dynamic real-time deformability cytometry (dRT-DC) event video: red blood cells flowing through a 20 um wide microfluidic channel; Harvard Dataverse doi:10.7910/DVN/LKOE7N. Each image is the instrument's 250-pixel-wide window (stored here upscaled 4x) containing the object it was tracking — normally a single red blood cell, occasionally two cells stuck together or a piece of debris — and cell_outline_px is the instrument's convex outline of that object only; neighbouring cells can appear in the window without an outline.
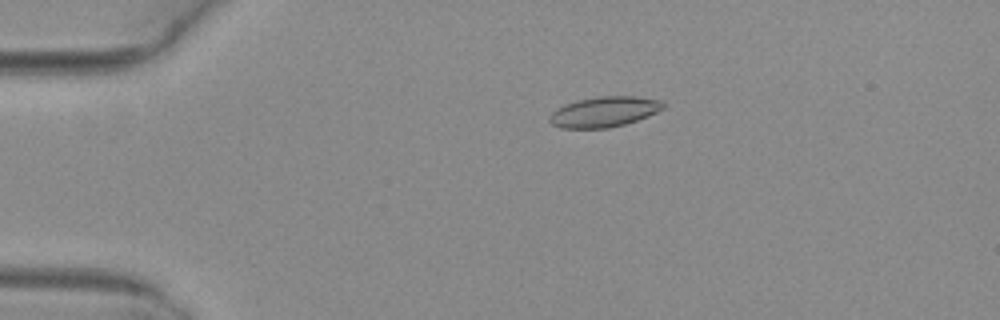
{"species": "common noctule bat (a hibernating species)", "species_latin": "Nyctalus noctula", "temperature_condition": "warm", "stored_images_in_passage": 52, "camera_frame_rate_fps": 3000, "um_per_image_px": 0.085, "animal": {"sex": "female", "body_mass_g": 29.2, "forearm_length_mm": 56.3}, "frame": {"image": 1, "passage_image": 12, "time_ms": 3.667, "image_size_px": [1000, 320], "cell_outline_px": [[664, 108], [648, 116], [624, 124], [608, 128], [560, 128], [552, 124], [548, 120], [548, 116], [556, 108], [564, 104], [596, 96], [636, 96], [664, 100]], "centroid_in_image_um": [51.35, 9.49], "position_along_channel_um": 33.7, "area_um2": 20.23}}
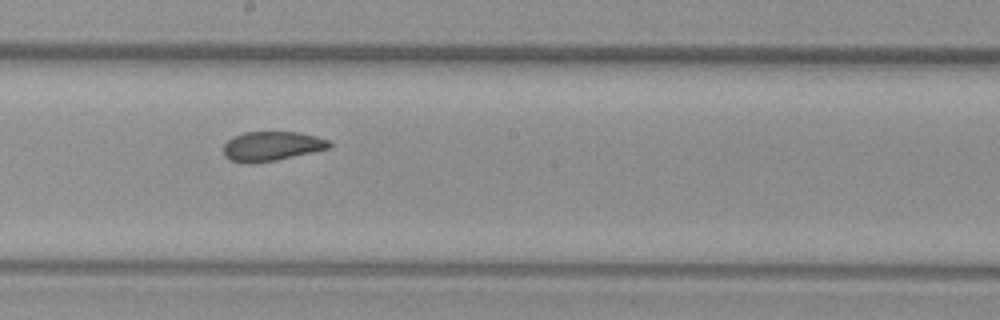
{"frame": {"image": 2, "passage_image": 30, "time_ms": 9.667, "image_size_px": [1000, 320], "cell_outline_px": [[332, 144], [328, 148], [312, 152], [276, 160], [252, 164], [248, 164], [232, 160], [224, 156], [224, 144], [228, 140], [244, 132], [300, 132], [316, 136], [328, 140]], "centroid_in_image_um": [23.09, 12.43], "position_along_channel_um": 225.1, "area_um2": 18.03}}
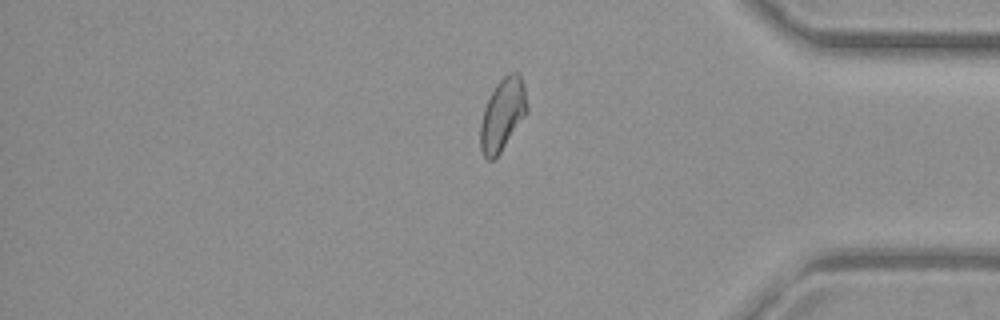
{"frame": {"image": 3, "passage_image": 44, "time_ms": 14.333, "image_size_px": [1000, 320], "cell_outline_px": [[528, 112], [500, 152], [492, 160], [488, 160], [484, 156], [480, 148], [480, 124], [484, 108], [496, 84], [508, 72], [516, 72], [520, 76], [524, 84], [528, 108]], "centroid_in_image_um": [42.72, 9.72], "position_along_channel_um": 392.5, "area_um2": 19.48}, "authors_computed_cell_mechanics": {"area_um2": 19.5364, "velocity_mm_per_s": 4.0772, "shape_relaxation_time_tau1_ms": null, "shape_relaxation_time_tau2_ms": 1.5472, "deformation_change_tau1": null, "deformation_change_tau2": 0.0762}}